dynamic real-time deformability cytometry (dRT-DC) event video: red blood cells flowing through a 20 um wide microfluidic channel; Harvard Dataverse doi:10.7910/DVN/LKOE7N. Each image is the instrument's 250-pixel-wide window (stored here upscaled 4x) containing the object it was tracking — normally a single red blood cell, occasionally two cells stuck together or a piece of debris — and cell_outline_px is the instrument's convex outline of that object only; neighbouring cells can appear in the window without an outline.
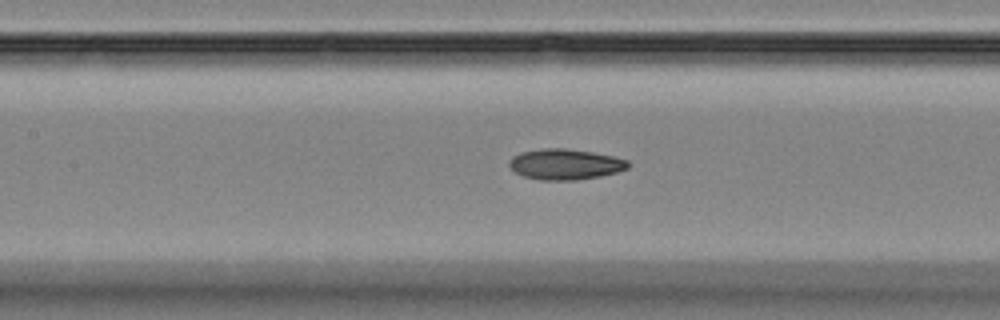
{"species": "Egyptian fruit bat (a non-hibernating species)", "species_latin": "Rousettus aegyptiacus", "temperature_condition": "room temperature", "stored_images_in_passage": 34, "camera_frame_rate_fps": 3000, "um_per_image_px": 0.085, "animal": {"sex": "female"}, "frame": {"image": 1, "passage_image": 14, "time_ms": 4.333, "image_size_px": [1000, 320], "cell_outline_px": [[632, 164], [628, 168], [616, 172], [600, 176], [576, 180], [540, 180], [524, 176], [516, 172], [508, 164], [508, 160], [512, 156], [520, 152], [544, 148], [568, 148], [592, 152], [612, 156], [628, 160]], "centroid_in_image_um": [48.04, 13.95], "position_along_channel_um": 159.4, "area_um2": 21.33}}
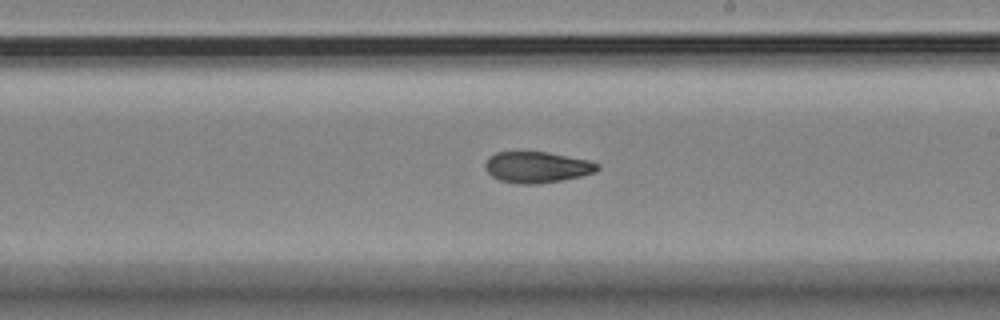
{"frame": {"image": 2, "passage_image": 21, "time_ms": 6.667, "image_size_px": [1000, 320], "cell_outline_px": [[600, 168], [596, 172], [564, 180], [540, 184], [520, 184], [500, 180], [492, 176], [484, 168], [484, 164], [488, 156], [496, 152], [548, 152], [588, 160], [600, 164]], "centroid_in_image_um": [45.64, 14.21], "position_along_channel_um": 243.4, "area_um2": 20.52}}
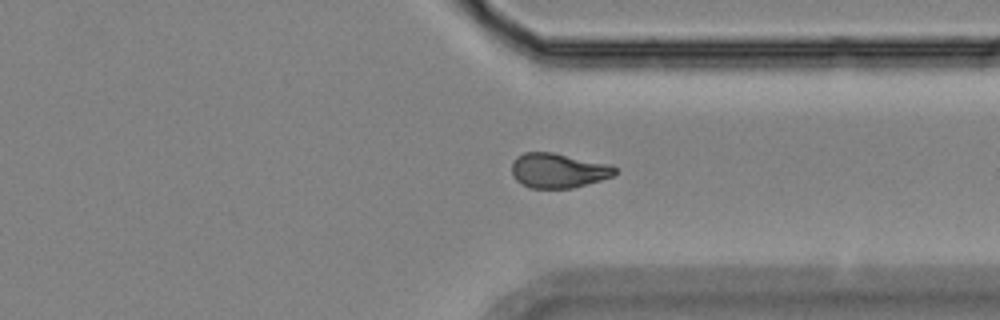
{"frame": {"image": 3, "passage_image": 31, "time_ms": 10.0, "image_size_px": [1000, 320], "cell_outline_px": [[616, 172], [612, 176], [600, 180], [572, 188], [528, 188], [516, 180], [512, 176], [512, 164], [516, 156], [524, 152], [552, 152], [608, 164], [616, 168]], "centroid_in_image_um": [47.4, 14.49], "position_along_channel_um": 364.0, "area_um2": 20.75}}